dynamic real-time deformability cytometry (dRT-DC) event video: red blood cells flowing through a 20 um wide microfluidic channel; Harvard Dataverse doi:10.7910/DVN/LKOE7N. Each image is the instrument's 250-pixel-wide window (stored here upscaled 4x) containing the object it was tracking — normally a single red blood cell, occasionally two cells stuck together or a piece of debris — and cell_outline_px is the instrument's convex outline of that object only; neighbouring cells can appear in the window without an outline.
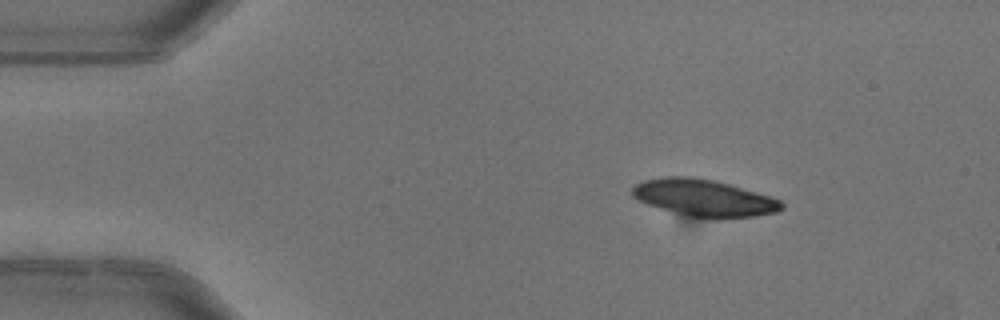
{"species": "common noctule bat (a hibernating species)", "species_latin": "Nyctalus noctula", "temperature_condition": "warm", "stored_images_in_passage": 2, "camera_frame_rate_fps": 3000, "um_per_image_px": 0.085, "animal": {"sex": "female"}, "frame": {"image": 1, "passage_image": 1, "time_ms": 0.0, "image_size_px": [1000, 320], "cell_outline_px": [[784, 208], [776, 212], [756, 216], [720, 220], [708, 220], [680, 216], [648, 204], [632, 196], [632, 188], [636, 184], [644, 180], [664, 176], [692, 176], [712, 180], [728, 184], [756, 192], [780, 200], [784, 204]], "centroid_in_image_um": [59.83, 16.86], "position_along_channel_um": 25.2, "area_um2": 32.77}}